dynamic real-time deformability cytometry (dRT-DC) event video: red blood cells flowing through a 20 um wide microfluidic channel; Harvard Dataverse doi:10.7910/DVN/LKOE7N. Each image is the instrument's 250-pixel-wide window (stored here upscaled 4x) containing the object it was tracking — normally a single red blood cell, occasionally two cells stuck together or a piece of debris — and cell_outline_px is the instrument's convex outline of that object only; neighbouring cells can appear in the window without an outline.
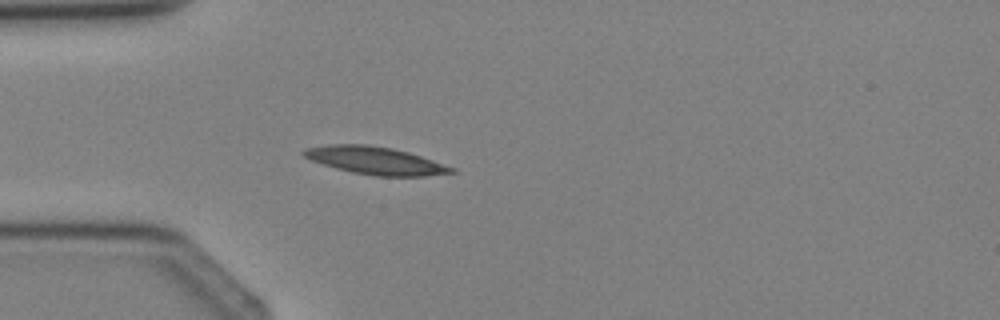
{"species": "Egyptian fruit bat (a non-hibernating species)", "species_latin": "Rousettus aegyptiacus", "temperature_condition": "cold", "stored_images_in_passage": 4, "camera_frame_rate_fps": 3000, "um_per_image_px": 0.085, "animal": {"sex": "female"}, "frame": {"image": 1, "passage_image": 4, "time_ms": 3.667, "image_size_px": [1000, 320], "cell_outline_px": [[456, 172], [424, 176], [376, 176], [352, 172], [336, 168], [312, 160], [304, 156], [300, 152], [304, 148], [328, 144], [368, 144], [392, 148], [408, 152], [456, 168]], "centroid_in_image_um": [31.89, 13.64], "position_along_channel_um": 53.1, "area_um2": 23.7}}